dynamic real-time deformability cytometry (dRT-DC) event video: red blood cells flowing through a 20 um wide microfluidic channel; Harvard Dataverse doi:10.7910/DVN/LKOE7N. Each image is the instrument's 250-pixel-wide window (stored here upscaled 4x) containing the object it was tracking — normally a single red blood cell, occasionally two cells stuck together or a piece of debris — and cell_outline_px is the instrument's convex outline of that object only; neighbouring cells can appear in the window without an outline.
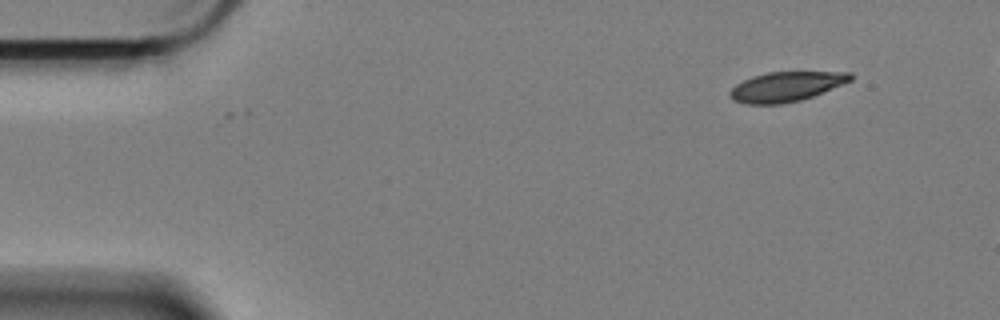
{"species": "Egyptian fruit bat (a non-hibernating species)", "species_latin": "Rousettus aegyptiacus", "temperature_condition": "cold", "stored_images_in_passage": 2, "camera_frame_rate_fps": 3000, "um_per_image_px": 0.085, "animal": {"sex": "female"}, "frame": {"image": 1, "passage_image": 2, "time_ms": 0.333, "image_size_px": [1000, 320], "cell_outline_px": [[852, 80], [812, 96], [800, 100], [780, 104], [744, 104], [732, 100], [728, 96], [728, 92], [736, 84], [752, 76], [768, 72], [852, 72]], "centroid_in_image_um": [66.77, 7.36], "position_along_channel_um": 18.2, "area_um2": 20.81}}